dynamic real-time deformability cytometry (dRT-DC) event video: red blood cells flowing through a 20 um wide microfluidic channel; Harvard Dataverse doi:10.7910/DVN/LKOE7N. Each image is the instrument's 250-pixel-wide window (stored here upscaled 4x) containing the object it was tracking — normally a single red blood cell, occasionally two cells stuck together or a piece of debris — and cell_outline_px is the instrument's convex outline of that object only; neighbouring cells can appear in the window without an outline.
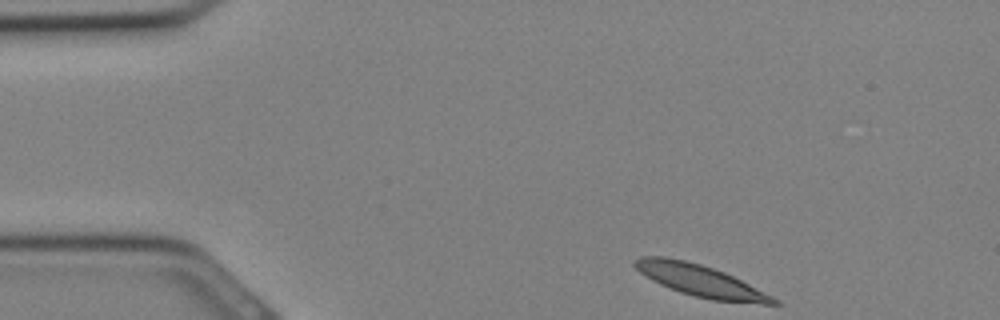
{"species": "Egyptian fruit bat (a non-hibernating species)", "species_latin": "Rousettus aegyptiacus", "temperature_condition": "cold", "stored_images_in_passage": 20, "camera_frame_rate_fps": 3000, "um_per_image_px": 0.085, "animal": {"sex": "female"}, "frame": {"image": 1, "passage_image": 1, "time_ms": 0.0, "image_size_px": [1000, 320], "cell_outline_px": [[780, 304], [760, 304], [712, 300], [680, 292], [660, 284], [652, 280], [640, 272], [632, 264], [632, 260], [640, 256], [664, 256], [684, 260], [700, 264], [724, 272], [780, 300]], "centroid_in_image_um": [59.5, 23.85], "position_along_channel_um": 25.5, "area_um2": 25.37}}
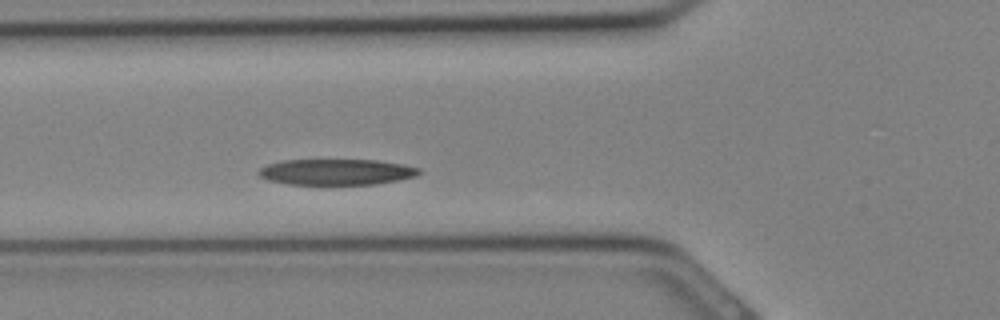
{"frame": {"image": 2, "passage_image": 8, "time_ms": 2.333, "image_size_px": [1000, 320], "cell_outline_px": [[420, 172], [416, 176], [376, 184], [288, 184], [268, 180], [260, 176], [256, 172], [260, 168], [268, 164], [280, 160], [376, 160], [400, 164], [420, 168]], "centroid_in_image_um": [28.55, 14.61], "position_along_channel_um": 97.3, "area_um2": 24.04}}
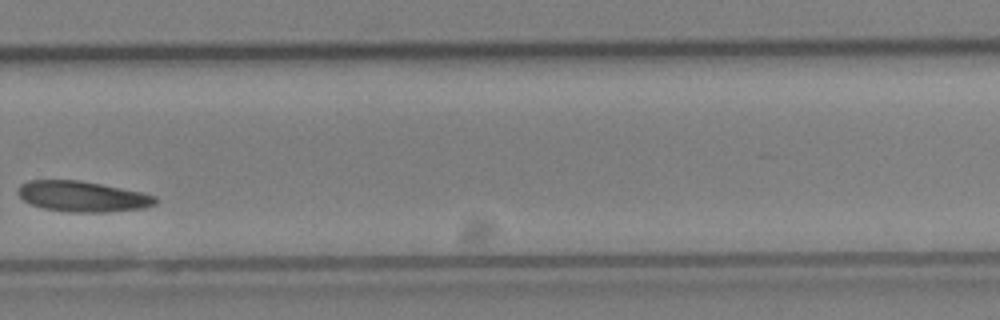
{"frame": {"image": 3, "passage_image": 19, "time_ms": 6.0, "image_size_px": [1000, 320], "cell_outline_px": [[156, 204], [144, 208], [104, 212], [68, 212], [44, 208], [32, 204], [24, 200], [16, 192], [20, 184], [28, 180], [80, 180], [140, 192], [156, 196]], "centroid_in_image_um": [6.98, 16.69], "position_along_channel_um": 322.8, "area_um2": 24.33}}